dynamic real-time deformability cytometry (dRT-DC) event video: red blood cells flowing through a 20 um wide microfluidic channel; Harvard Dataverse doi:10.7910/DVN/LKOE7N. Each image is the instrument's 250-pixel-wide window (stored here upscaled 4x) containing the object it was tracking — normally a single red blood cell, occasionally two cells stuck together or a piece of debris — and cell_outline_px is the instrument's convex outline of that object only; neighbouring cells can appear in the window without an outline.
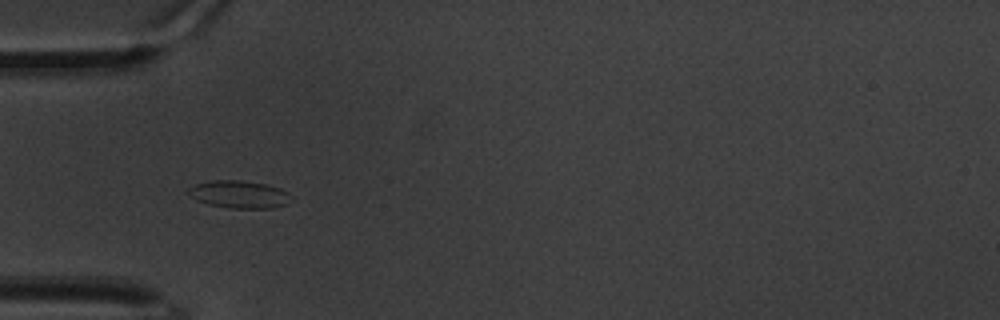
{"species": "common noctule bat (a hibernating species)", "species_latin": "Nyctalus noctula", "temperature_condition": "warm", "stored_images_in_passage": 43, "camera_frame_rate_fps": 3000, "um_per_image_px": 0.085, "animal": {"sex": "male", "body_mass_g": 20.1, "forearm_length_mm": 53.5}, "frame": {"image": 1, "passage_image": 1, "time_ms": 0.0, "image_size_px": [1000, 320], "cell_outline_px": [[288, 204], [272, 208], [228, 208], [208, 204], [196, 200], [188, 196], [188, 188], [196, 184], [212, 180], [240, 180], [264, 184], [280, 188], [288, 192]], "centroid_in_image_um": [20.28, 16.52], "position_along_channel_um": 64.7, "area_um2": 16.42}}
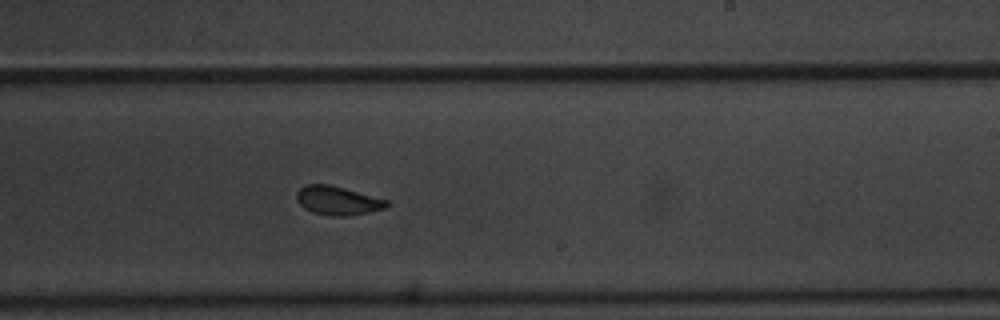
{"frame": {"image": 2, "passage_image": 19, "time_ms": 6.0, "image_size_px": [1000, 320], "cell_outline_px": [[388, 204], [384, 208], [368, 212], [348, 216], [332, 216], [312, 212], [304, 208], [296, 200], [296, 192], [304, 184], [328, 184], [344, 188], [388, 200]], "centroid_in_image_um": [28.65, 17.04], "position_along_channel_um": 260.3, "area_um2": 15.03}}
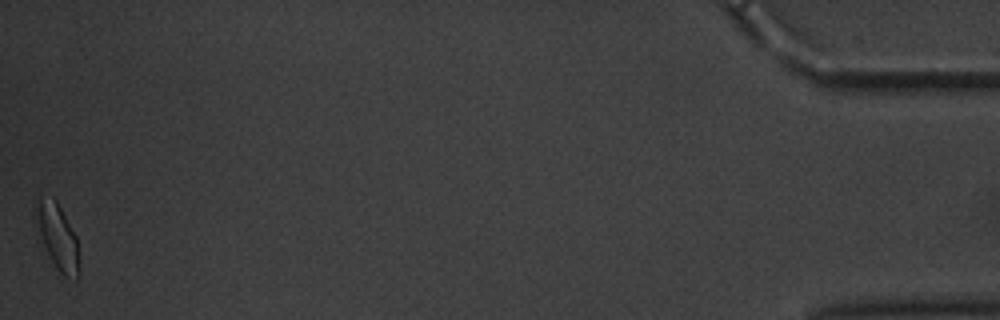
{"frame": {"image": 3, "passage_image": 43, "time_ms": 14.0, "image_size_px": [1000, 320], "cell_outline_px": [[80, 276], [76, 280], [64, 276], [56, 268], [36, 240], [32, 224], [32, 212], [36, 196], [52, 196], [56, 200], [76, 236], [80, 272]], "centroid_in_image_um": [4.75, 20.07], "position_along_channel_um": 430.5, "area_um2": 18.15}, "authors_computed_cell_mechanics": {"area_um2": 15.1436, "velocity_mm_per_s": 3.2765, "shape_relaxation_time_tau1_ms": 5.1389, "shape_relaxation_time_tau2_ms": 1.1568, "deformation_change_tau1": 0.0858, "deformation_change_tau2": 0.0672}}